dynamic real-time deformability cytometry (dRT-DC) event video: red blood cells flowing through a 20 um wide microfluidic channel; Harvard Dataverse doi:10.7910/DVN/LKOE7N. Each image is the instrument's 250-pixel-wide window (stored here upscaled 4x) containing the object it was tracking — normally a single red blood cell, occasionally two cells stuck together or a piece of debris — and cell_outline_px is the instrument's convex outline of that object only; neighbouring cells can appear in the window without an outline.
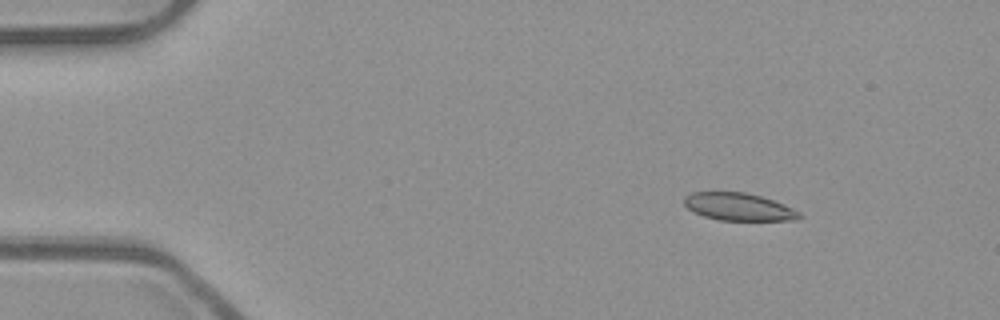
{"species": "common noctule bat (a hibernating species)", "species_latin": "Nyctalus noctula", "temperature_condition": "room temperature", "stored_images_in_passage": 52, "camera_frame_rate_fps": 3000, "um_per_image_px": 0.085, "animal": {"sex": "male", "body_mass_g": 23.1, "forearm_length_mm": 52.7}, "frame": {"image": 1, "passage_image": 7, "time_ms": 2.0, "image_size_px": [1000, 320], "cell_outline_px": [[804, 216], [800, 220], [720, 220], [704, 216], [688, 208], [684, 204], [684, 196], [692, 192], [744, 192], [760, 196], [772, 200], [792, 208], [800, 212]], "centroid_in_image_um": [62.81, 17.58], "position_along_channel_um": 22.2, "area_um2": 18.38}}
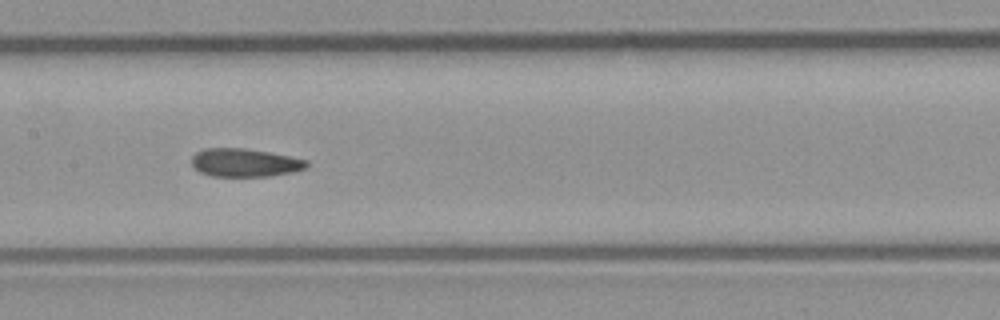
{"frame": {"image": 2, "passage_image": 26, "time_ms": 8.333, "image_size_px": [1000, 320], "cell_outline_px": [[308, 164], [304, 168], [292, 172], [272, 176], [212, 176], [200, 172], [192, 164], [192, 156], [196, 152], [204, 148], [244, 148], [268, 152], [308, 160]], "centroid_in_image_um": [20.79, 13.82], "position_along_channel_um": 186.6, "area_um2": 18.79}}
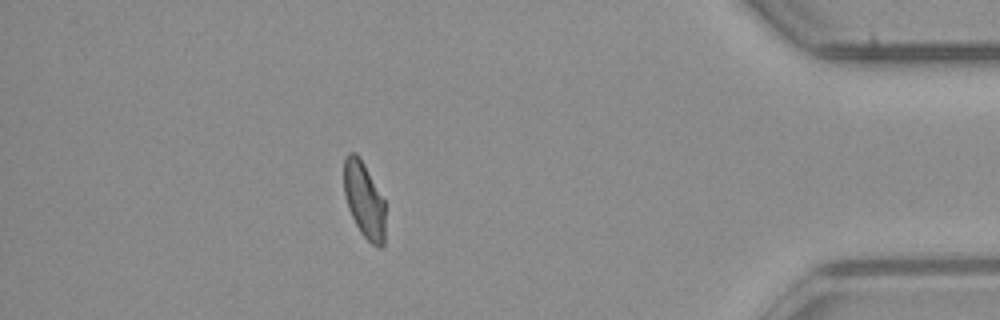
{"frame": {"image": 3, "passage_image": 46, "time_ms": 15.0, "image_size_px": [1000, 320], "cell_outline_px": [[384, 244], [380, 248], [372, 244], [360, 232], [348, 208], [344, 196], [344, 156], [348, 152], [356, 152], [364, 164], [384, 200]], "centroid_in_image_um": [30.93, 16.98], "position_along_channel_um": 404.3, "area_um2": 18.21}, "authors_computed_cell_mechanics": {"area_um2": 19.2763, "velocity_mm_per_s": 3.9641, "shape_relaxation_time_tau1_ms": null, "shape_relaxation_time_tau2_ms": 3.7511, "deformation_change_tau1": null, "deformation_change_tau2": 0.0838}}